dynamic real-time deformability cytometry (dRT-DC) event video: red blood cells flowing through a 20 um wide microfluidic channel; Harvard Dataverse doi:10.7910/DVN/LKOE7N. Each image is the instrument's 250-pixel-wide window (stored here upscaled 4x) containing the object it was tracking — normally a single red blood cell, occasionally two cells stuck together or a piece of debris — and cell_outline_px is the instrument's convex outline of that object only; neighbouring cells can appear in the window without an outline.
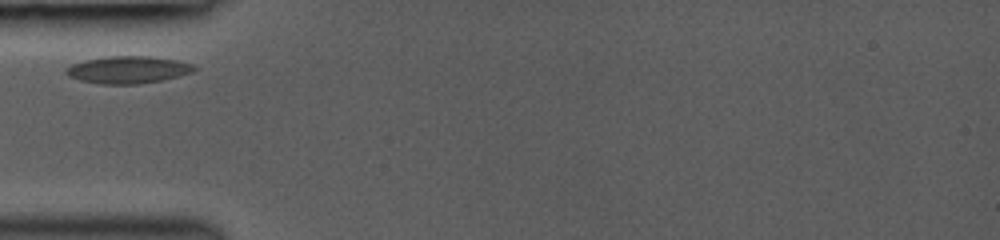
{"species": "common noctule bat (a hibernating species)", "species_latin": "Nyctalus noctula", "temperature_condition": "room temperature", "stored_images_in_passage": 23, "camera_frame_rate_fps": 3000, "um_per_image_px": 0.085, "animal": {"sex": "female", "body_mass_g": 19.0, "forearm_length_mm": 53.3}, "frame": {"image": 1, "passage_image": 1, "time_ms": 0.0, "image_size_px": [1000, 240], "cell_outline_px": [[200, 68], [192, 72], [180, 76], [140, 84], [100, 84], [80, 80], [68, 76], [64, 72], [64, 68], [72, 64], [84, 60], [108, 56], [148, 56], [176, 60], [192, 64]], "centroid_in_image_um": [10.87, 5.93], "position_along_channel_um": 74.1, "area_um2": 20.46}}
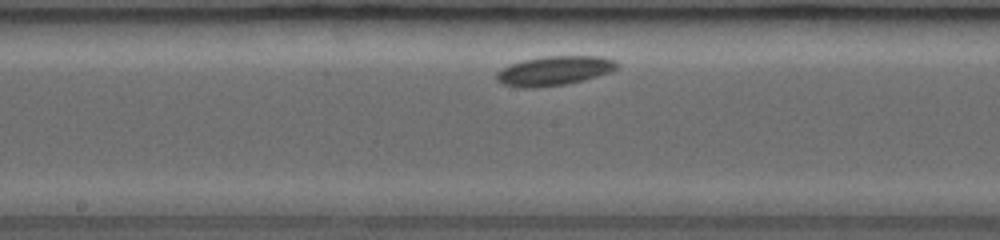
{"frame": {"image": 2, "passage_image": 7, "time_ms": 2.0, "image_size_px": [1000, 240], "cell_outline_px": [[620, 68], [612, 72], [584, 80], [568, 84], [532, 88], [520, 88], [504, 84], [496, 80], [496, 72], [500, 68], [508, 64], [524, 60], [544, 56], [600, 56], [616, 60], [620, 64]], "centroid_in_image_um": [47.14, 6.01], "position_along_channel_um": 201.1, "area_um2": 21.04}}
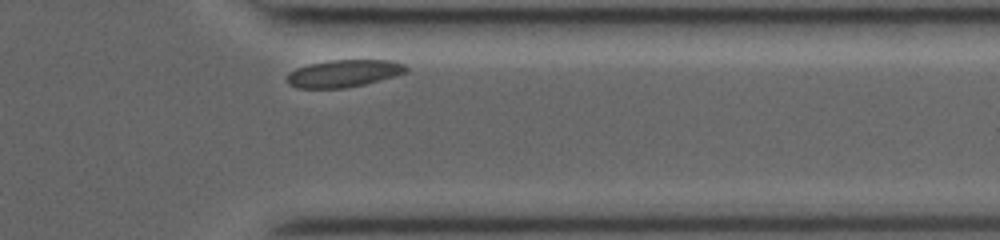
{"frame": {"image": 3, "passage_image": 21, "time_ms": 6.667, "image_size_px": [1000, 240], "cell_outline_px": [[408, 72], [396, 76], [364, 84], [344, 88], [296, 88], [288, 84], [288, 72], [296, 68], [308, 64], [328, 60], [392, 60], [404, 64], [408, 68]], "centroid_in_image_um": [29.23, 6.23], "position_along_channel_um": 382.2, "area_um2": 19.07}}